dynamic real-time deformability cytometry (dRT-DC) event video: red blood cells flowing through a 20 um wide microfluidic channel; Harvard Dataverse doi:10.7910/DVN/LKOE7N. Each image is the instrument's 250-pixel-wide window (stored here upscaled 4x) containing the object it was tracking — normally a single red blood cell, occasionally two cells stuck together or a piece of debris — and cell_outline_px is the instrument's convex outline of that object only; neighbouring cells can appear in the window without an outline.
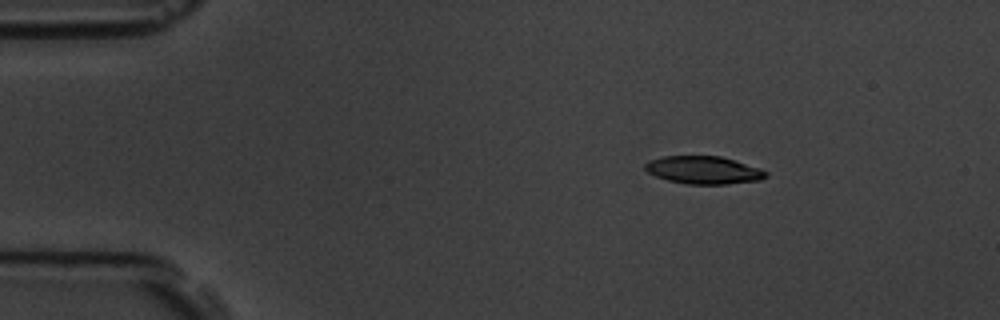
{"species": "common noctule bat (a hibernating species)", "species_latin": "Nyctalus noctula", "temperature_condition": "room temperature", "stored_images_in_passage": 5, "camera_frame_rate_fps": 3000, "um_per_image_px": 0.085, "animal": {"sex": "male", "body_mass_g": 19.5, "forearm_length_mm": 54.6}, "frame": {"image": 1, "passage_image": 3, "time_ms": 2.333, "image_size_px": [1000, 320], "cell_outline_px": [[768, 176], [760, 180], [728, 184], [688, 184], [668, 180], [656, 176], [648, 172], [644, 168], [644, 164], [652, 160], [664, 156], [720, 156], [736, 160], [760, 168], [768, 172]], "centroid_in_image_um": [59.85, 14.45], "position_along_channel_um": 25.2, "area_um2": 19.54}}